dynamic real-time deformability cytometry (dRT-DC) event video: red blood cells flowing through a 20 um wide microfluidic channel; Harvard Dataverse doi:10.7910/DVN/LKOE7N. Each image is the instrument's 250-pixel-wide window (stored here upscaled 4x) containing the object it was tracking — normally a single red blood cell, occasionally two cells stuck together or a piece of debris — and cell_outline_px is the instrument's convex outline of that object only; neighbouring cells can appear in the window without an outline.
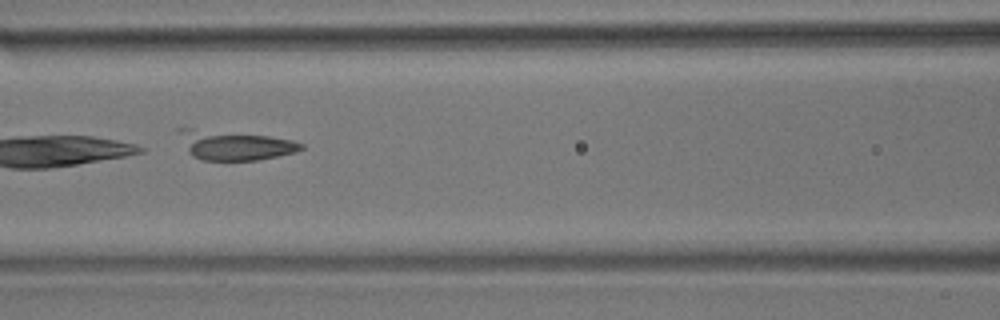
{"species": "common noctule bat (a hibernating species)", "species_latin": "Nyctalus noctula", "temperature_condition": "room temperature", "stored_images_in_passage": 9, "camera_frame_rate_fps": 3000, "um_per_image_px": 0.085, "animal": {"sex": "male", "body_mass_g": 17.9}, "frame": {"image": 1, "passage_image": 6, "time_ms": 6.0, "image_size_px": [1000, 320], "cell_outline_px": [[304, 148], [296, 152], [256, 160], [200, 160], [192, 156], [188, 152], [176, 132], [176, 128], [192, 128], [268, 136], [292, 140], [304, 144]], "centroid_in_image_um": [19.89, 12.34], "position_along_channel_um": 146.7, "area_um2": 20.87}}
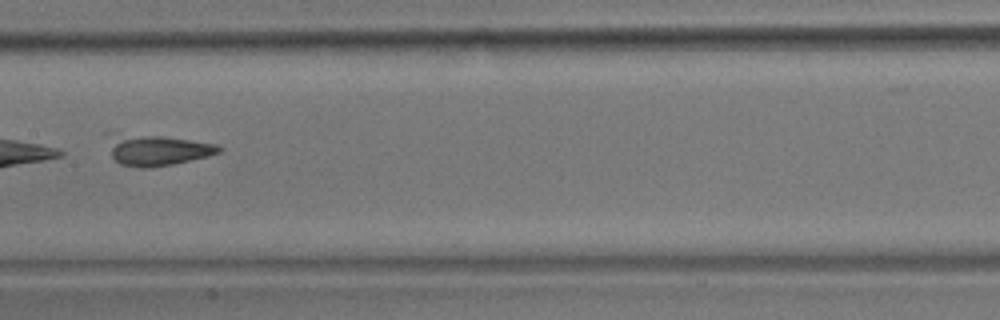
{"frame": {"image": 2, "passage_image": 7, "time_ms": 7.333, "image_size_px": [1000, 320], "cell_outline_px": [[224, 148], [220, 152], [172, 164], [148, 168], [140, 168], [120, 164], [112, 156], [112, 140], [144, 136], [160, 136], [216, 144]], "centroid_in_image_um": [13.53, 12.83], "position_along_channel_um": 193.9, "area_um2": 18.15}}